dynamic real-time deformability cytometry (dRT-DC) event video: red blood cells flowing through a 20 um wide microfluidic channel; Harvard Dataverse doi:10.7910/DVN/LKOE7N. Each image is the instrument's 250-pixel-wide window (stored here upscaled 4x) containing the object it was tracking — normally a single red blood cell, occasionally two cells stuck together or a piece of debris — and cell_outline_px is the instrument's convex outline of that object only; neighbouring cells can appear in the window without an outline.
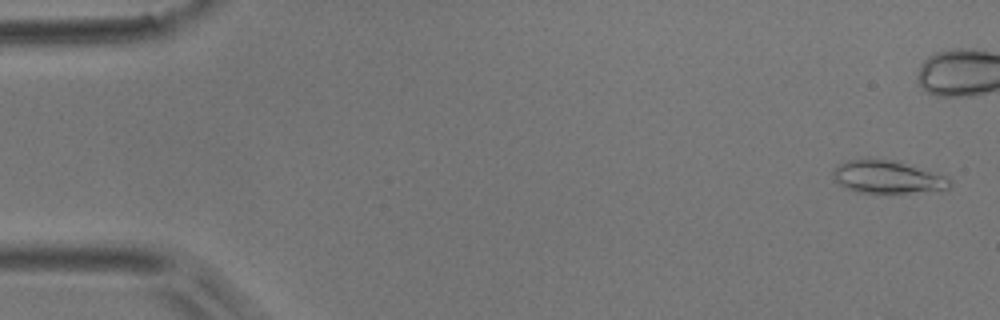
{"species": "common noctule bat (a hibernating species)", "species_latin": "Nyctalus noctula", "temperature_condition": "room temperature", "stored_images_in_passage": 10, "camera_frame_rate_fps": 3000, "um_per_image_px": 0.085, "animal": {"sex": "male", "body_mass_g": 17.9}, "frame": {"image": 1, "passage_image": 1, "time_ms": 0.0, "image_size_px": [1000, 320], "cell_outline_px": [[952, 184], [948, 188], [908, 192], [856, 192], [844, 188], [832, 176], [832, 172], [840, 164], [848, 160], [868, 156], [888, 160], [944, 176], [952, 180]], "centroid_in_image_um": [75.32, 15.02], "position_along_channel_um": 9.7, "area_um2": 21.68}}
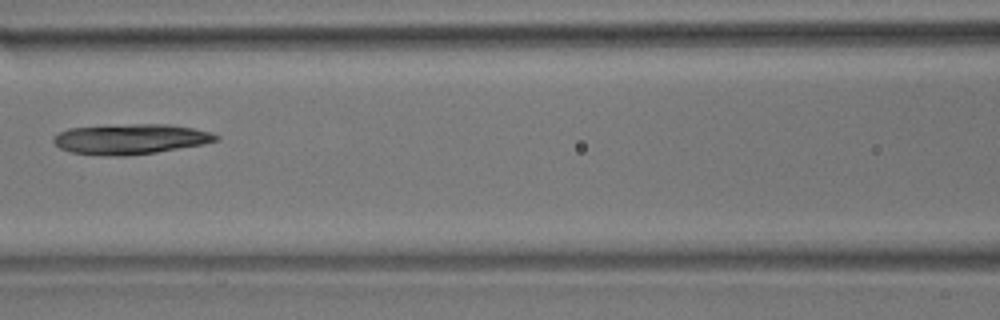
{"frame": {"image": 2, "passage_image": 7, "time_ms": 8.667, "image_size_px": [1000, 320], "cell_outline_px": [[220, 136], [216, 140], [204, 144], [156, 152], [124, 156], [108, 156], [72, 152], [60, 148], [52, 140], [52, 136], [68, 128], [132, 124], [168, 124], [192, 128], [208, 132]], "centroid_in_image_um": [11.06, 11.82], "position_along_channel_um": 155.5, "area_um2": 28.38}}
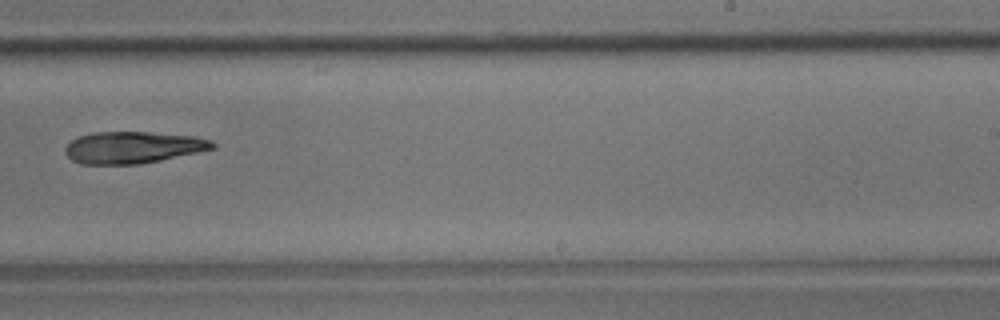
{"frame": {"image": 3, "passage_image": 10, "time_ms": 12.0, "image_size_px": [1000, 320], "cell_outline_px": [[216, 148], [160, 160], [140, 164], [80, 164], [72, 160], [64, 152], [64, 148], [76, 136], [92, 132], [148, 132], [192, 136], [212, 140], [216, 144]], "centroid_in_image_um": [11.27, 12.53], "position_along_channel_um": 277.7, "area_um2": 27.34}}